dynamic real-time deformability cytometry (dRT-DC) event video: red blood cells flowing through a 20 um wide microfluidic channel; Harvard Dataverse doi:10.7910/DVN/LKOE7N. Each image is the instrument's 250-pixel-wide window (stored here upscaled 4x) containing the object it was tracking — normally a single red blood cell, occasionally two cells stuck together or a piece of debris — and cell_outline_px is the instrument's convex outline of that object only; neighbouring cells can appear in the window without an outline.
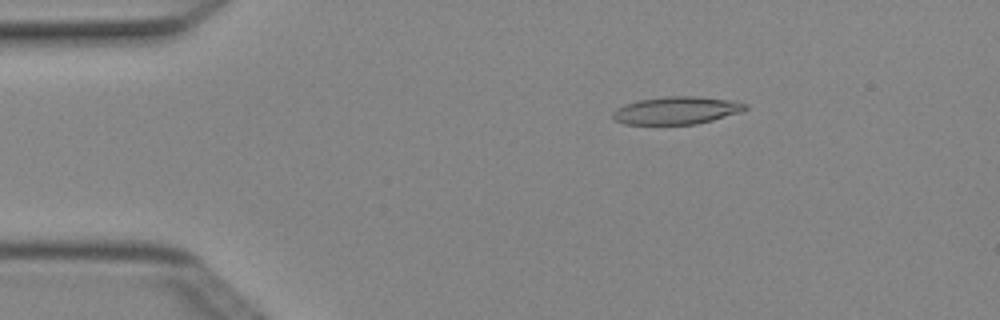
{"species": "Egyptian fruit bat (a non-hibernating species)", "species_latin": "Rousettus aegyptiacus", "temperature_condition": "cold", "stored_images_in_passage": 6, "camera_frame_rate_fps": 3000, "um_per_image_px": 0.085, "animal": {"sex": "female"}, "frame": {"image": 1, "passage_image": 3, "time_ms": 0.667, "image_size_px": [1000, 320], "cell_outline_px": [[748, 108], [740, 112], [712, 120], [696, 124], [624, 124], [616, 120], [612, 116], [612, 112], [616, 108], [624, 104], [636, 100], [664, 96], [700, 96], [732, 100], [748, 104]], "centroid_in_image_um": [57.5, 9.37], "position_along_channel_um": 27.5, "area_um2": 21.5}}
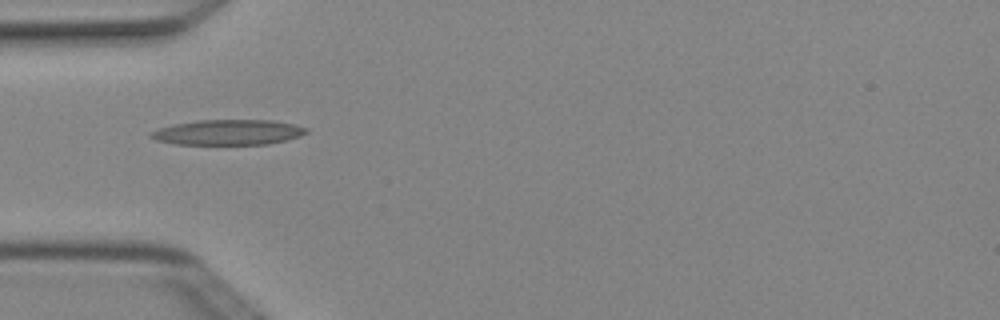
{"frame": {"image": 2, "passage_image": 5, "time_ms": 1.333, "image_size_px": [1000, 320], "cell_outline_px": [[308, 132], [300, 136], [268, 144], [176, 144], [156, 140], [148, 136], [148, 132], [172, 124], [196, 120], [272, 120], [292, 124], [308, 128]], "centroid_in_image_um": [19.35, 11.24], "position_along_channel_um": 65.7, "area_um2": 22.89}}
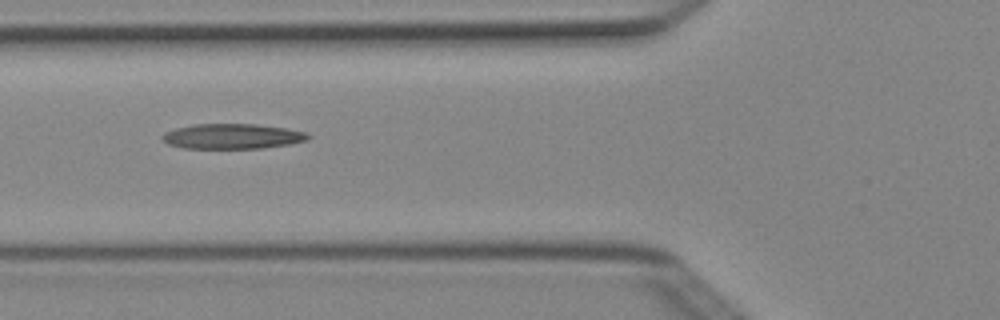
{"frame": {"image": 3, "passage_image": 6, "time_ms": 1.667, "image_size_px": [1000, 320], "cell_outline_px": [[312, 136], [308, 140], [288, 144], [264, 148], [184, 148], [168, 144], [160, 136], [164, 132], [176, 128], [192, 124], [256, 124], [288, 128], [308, 132]], "centroid_in_image_um": [19.78, 11.58], "position_along_channel_um": 106.0, "area_um2": 21.5}}